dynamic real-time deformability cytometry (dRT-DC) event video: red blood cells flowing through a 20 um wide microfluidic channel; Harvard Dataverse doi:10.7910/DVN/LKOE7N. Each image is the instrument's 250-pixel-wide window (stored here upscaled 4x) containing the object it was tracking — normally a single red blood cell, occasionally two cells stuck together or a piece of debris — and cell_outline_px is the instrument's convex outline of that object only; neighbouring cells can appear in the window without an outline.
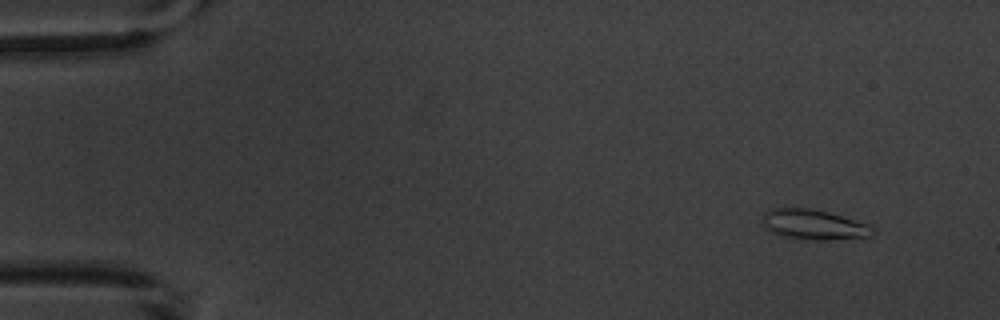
{"species": "common noctule bat (a hibernating species)", "species_latin": "Nyctalus noctula", "temperature_condition": "warm", "stored_images_in_passage": 5, "camera_frame_rate_fps": 3000, "um_per_image_px": 0.085, "animal": {"sex": "male", "body_mass_g": 20.1, "forearm_length_mm": 53.5}, "frame": {"image": 1, "passage_image": 1, "time_ms": 0.0, "image_size_px": [1000, 320], "cell_outline_px": [[876, 232], [872, 236], [824, 240], [792, 240], [772, 232], [764, 224], [764, 212], [772, 208], [812, 208], [828, 212], [868, 224]], "centroid_in_image_um": [69.17, 19.11], "position_along_channel_um": 15.8, "area_um2": 19.36}}
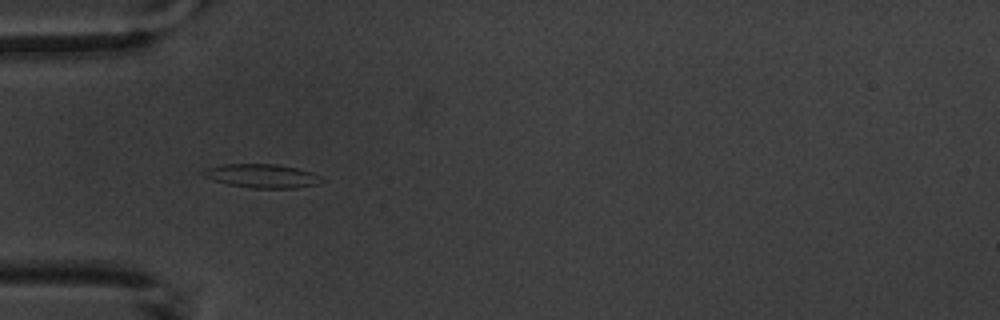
{"frame": {"image": 2, "passage_image": 4, "time_ms": 4.333, "image_size_px": [1000, 320], "cell_outline_px": [[324, 180], [320, 184], [296, 188], [252, 188], [228, 184], [204, 176], [208, 168], [220, 164], [276, 164], [296, 168], [312, 172], [320, 176]], "centroid_in_image_um": [22.36, 14.96], "position_along_channel_um": 62.6, "area_um2": 16.18}}
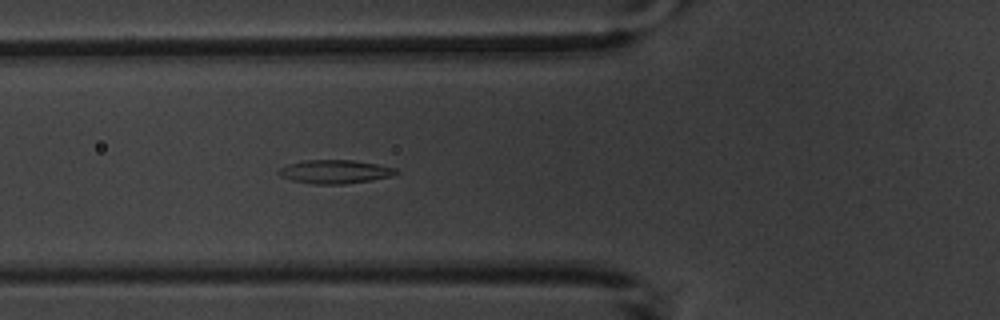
{"frame": {"image": 3, "passage_image": 5, "time_ms": 5.333, "image_size_px": [1000, 320], "cell_outline_px": [[400, 172], [392, 176], [372, 180], [344, 184], [312, 184], [292, 180], [280, 176], [276, 172], [280, 168], [288, 164], [304, 160], [352, 160], [376, 164], [396, 168]], "centroid_in_image_um": [28.47, 14.59], "position_along_channel_um": 97.3, "area_um2": 16.18}}